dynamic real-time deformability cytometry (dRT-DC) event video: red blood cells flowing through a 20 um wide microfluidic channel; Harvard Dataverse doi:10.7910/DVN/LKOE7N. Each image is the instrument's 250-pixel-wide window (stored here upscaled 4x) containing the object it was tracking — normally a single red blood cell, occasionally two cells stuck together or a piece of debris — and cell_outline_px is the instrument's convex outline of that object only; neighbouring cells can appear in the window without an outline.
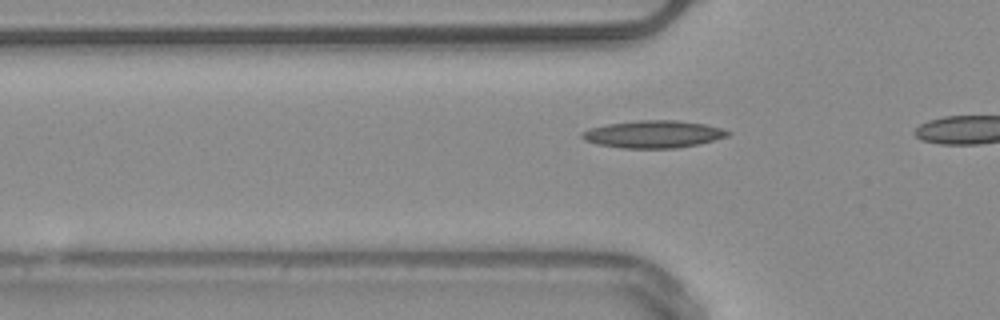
{"species": "common noctule bat (a hibernating species)", "species_latin": "Nyctalus noctula", "temperature_condition": "warm", "stored_images_in_passage": 7, "camera_frame_rate_fps": 3000, "um_per_image_px": 0.085, "animal": {"sex": "male", "body_mass_g": 20.4}, "frame": {"image": 1, "passage_image": 4, "time_ms": 1.0, "image_size_px": [1000, 320], "cell_outline_px": [[732, 132], [728, 136], [700, 144], [676, 148], [620, 148], [596, 144], [584, 140], [580, 136], [580, 132], [588, 128], [608, 124], [636, 120], [676, 120], [704, 124], [720, 128]], "centroid_in_image_um": [55.49, 11.41], "position_along_channel_um": 70.3, "area_um2": 23.41}}